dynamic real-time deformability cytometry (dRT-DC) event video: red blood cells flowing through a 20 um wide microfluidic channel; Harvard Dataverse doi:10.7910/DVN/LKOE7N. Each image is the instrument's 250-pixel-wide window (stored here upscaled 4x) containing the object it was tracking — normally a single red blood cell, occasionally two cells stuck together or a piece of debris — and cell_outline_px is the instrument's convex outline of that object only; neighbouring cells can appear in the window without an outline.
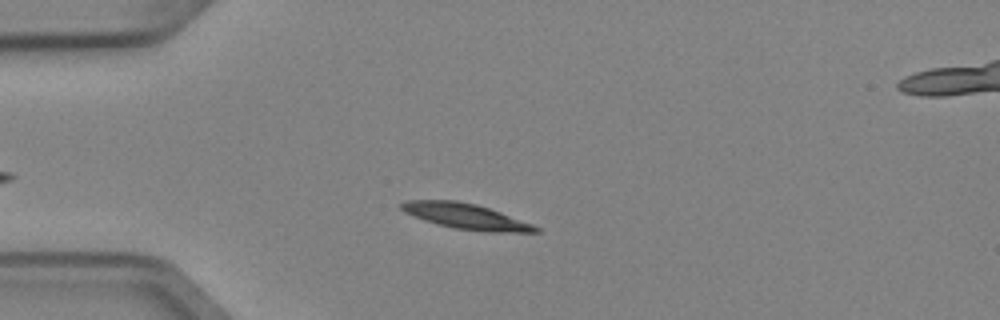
{"species": "Egyptian fruit bat (a non-hibernating species)", "species_latin": "Rousettus aegyptiacus", "temperature_condition": "cold", "stored_images_in_passage": 4, "camera_frame_rate_fps": 3000, "um_per_image_px": 0.085, "animal": {"sex": "female"}, "frame": {"image": 1, "passage_image": 2, "time_ms": 0.333, "image_size_px": [1000, 320], "cell_outline_px": [[540, 232], [488, 232], [456, 228], [436, 224], [424, 220], [404, 212], [400, 208], [400, 204], [408, 200], [456, 200], [476, 204], [500, 212], [532, 224], [540, 228]], "centroid_in_image_um": [39.58, 18.38], "position_along_channel_um": 45.4, "area_um2": 19.77}}
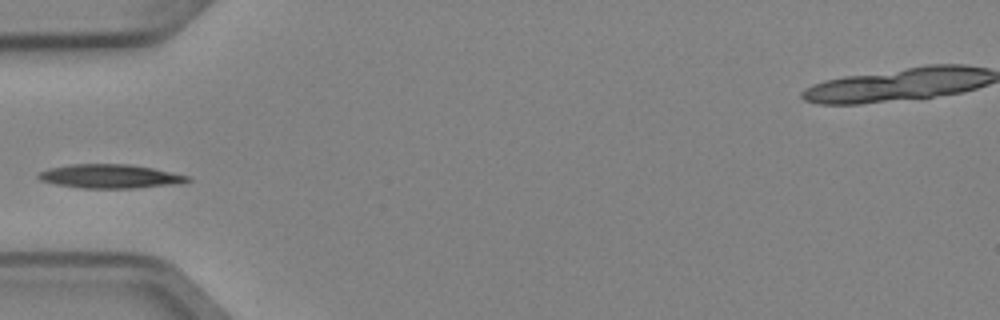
{"frame": {"image": 2, "passage_image": 3, "time_ms": 0.667, "image_size_px": [1000, 320], "cell_outline_px": [[192, 180], [184, 184], [136, 188], [80, 188], [56, 184], [40, 180], [36, 176], [40, 172], [48, 168], [72, 164], [128, 164], [152, 168], [192, 176]], "centroid_in_image_um": [9.43, 14.99], "position_along_channel_um": 75.6, "area_um2": 21.04}}
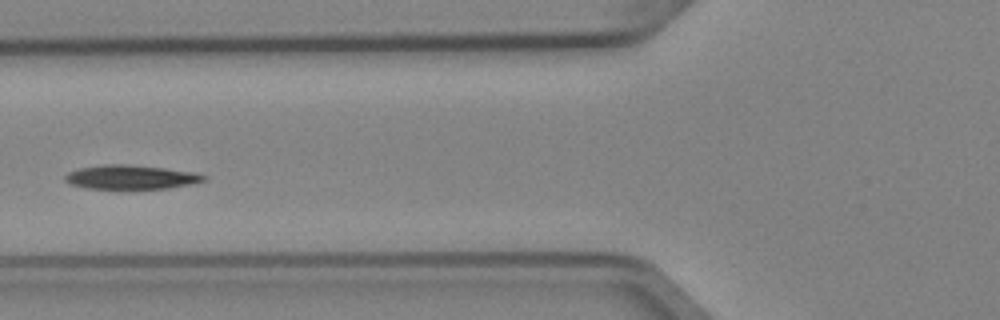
{"frame": {"image": 3, "passage_image": 4, "time_ms": 1.0, "image_size_px": [1000, 320], "cell_outline_px": [[208, 180], [168, 188], [84, 188], [72, 184], [64, 180], [64, 176], [68, 172], [80, 168], [104, 164], [124, 164], [164, 168], [196, 172], [208, 176]], "centroid_in_image_um": [11.15, 15.04], "position_along_channel_um": 114.7, "area_um2": 19.31}}